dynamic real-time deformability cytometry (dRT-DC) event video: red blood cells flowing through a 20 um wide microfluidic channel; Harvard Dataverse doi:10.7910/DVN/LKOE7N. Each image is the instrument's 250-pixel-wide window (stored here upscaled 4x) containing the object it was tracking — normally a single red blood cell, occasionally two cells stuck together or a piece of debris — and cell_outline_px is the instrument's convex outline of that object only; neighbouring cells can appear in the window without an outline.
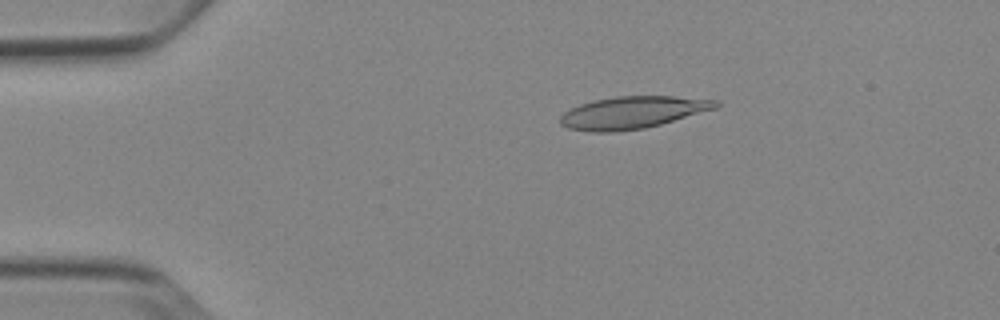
{"species": "Egyptian fruit bat (a non-hibernating species)", "species_latin": "Rousettus aegyptiacus", "temperature_condition": "cold", "stored_images_in_passage": 52, "camera_frame_rate_fps": 3000, "um_per_image_px": 0.085, "animal": {"sex": "female"}, "frame": {"image": 1, "passage_image": 10, "time_ms": 3.0, "image_size_px": [1000, 320], "cell_outline_px": [[720, 104], [716, 108], [660, 124], [644, 128], [612, 132], [588, 132], [568, 128], [560, 124], [560, 116], [564, 112], [580, 104], [596, 100], [616, 96], [672, 96], [720, 100]], "centroid_in_image_um": [53.75, 9.56], "position_along_channel_um": 31.2, "area_um2": 29.02}}
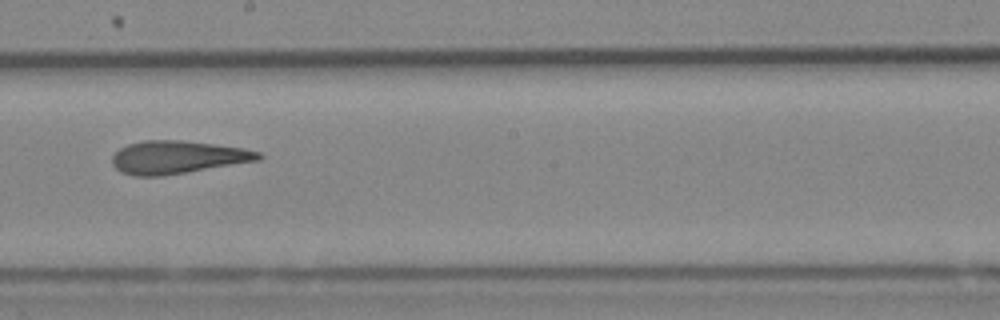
{"frame": {"image": 2, "passage_image": 30, "time_ms": 9.667, "image_size_px": [1000, 320], "cell_outline_px": [[264, 156], [260, 160], [164, 176], [132, 176], [120, 172], [112, 164], [112, 156], [120, 148], [128, 144], [144, 140], [180, 140], [244, 148], [260, 152]], "centroid_in_image_um": [15.08, 13.37], "position_along_channel_um": 233.1, "area_um2": 28.15}}
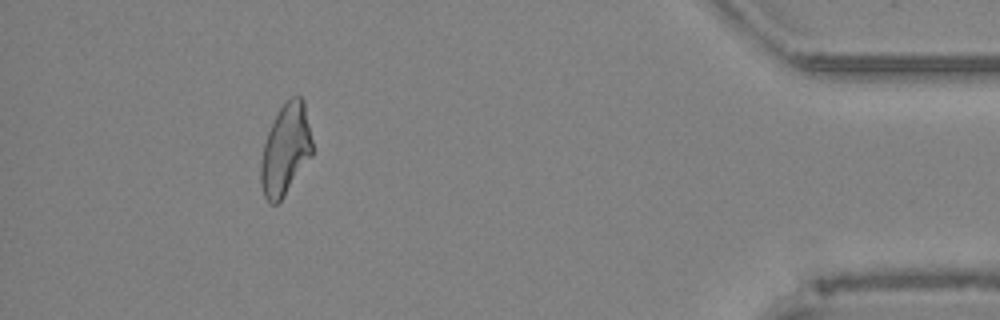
{"frame": {"image": 3, "passage_image": 48, "time_ms": 15.667, "image_size_px": [1000, 320], "cell_outline_px": [[312, 156], [280, 200], [276, 204], [272, 204], [264, 196], [260, 184], [260, 160], [264, 144], [268, 132], [280, 108], [292, 96], [300, 96], [304, 100], [312, 140]], "centroid_in_image_um": [24.27, 12.71], "position_along_channel_um": 410.9, "area_um2": 26.99}, "authors_computed_cell_mechanics": {"area_um2": 28.1197, "velocity_mm_per_s": 3.851, "shape_relaxation_time_tau1_ms": null, "shape_relaxation_time_tau2_ms": 3.4575, "deformation_change_tau1": null, "deformation_change_tau2": 0.1442}}